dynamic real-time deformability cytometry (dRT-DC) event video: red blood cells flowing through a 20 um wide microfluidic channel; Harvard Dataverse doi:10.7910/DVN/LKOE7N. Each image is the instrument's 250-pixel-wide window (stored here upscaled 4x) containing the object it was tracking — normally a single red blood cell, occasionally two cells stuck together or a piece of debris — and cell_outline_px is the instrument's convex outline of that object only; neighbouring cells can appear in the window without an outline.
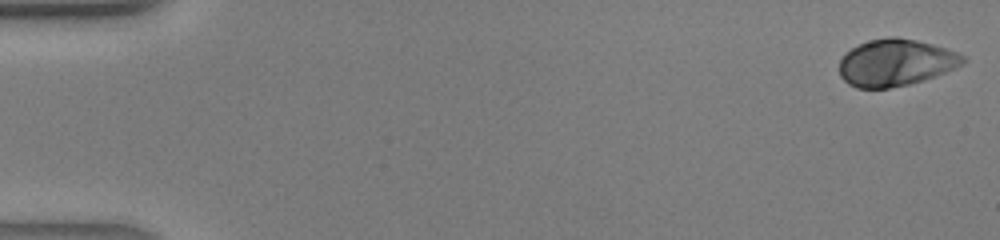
{"species": "human", "species_latin": "Homo sapiens", "temperature_condition": "warm", "stored_images_in_passage": 42, "camera_frame_rate_fps": 3000, "um_per_image_px": 0.085, "donor": {"sex": "male"}, "frame": {"image": 1, "passage_image": 1, "time_ms": 0.0, "image_size_px": [1000, 240], "cell_outline_px": [[964, 60], [960, 64], [944, 72], [924, 80], [908, 84], [888, 88], [856, 88], [848, 84], [840, 76], [840, 60], [852, 48], [868, 40], [888, 36], [896, 36], [916, 40], [932, 44], [956, 52], [964, 56]], "centroid_in_image_um": [76.09, 5.32], "position_along_channel_um": 8.9, "area_um2": 33.35}}
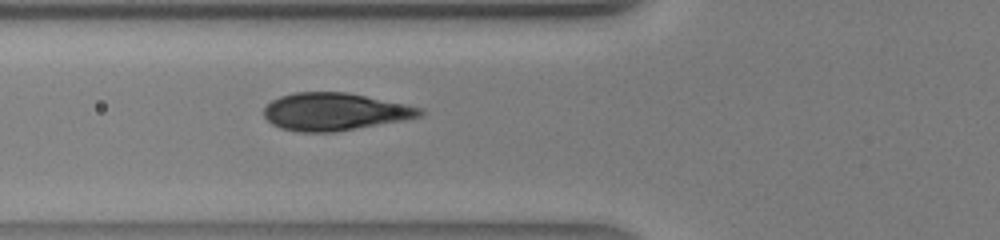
{"frame": {"image": 2, "passage_image": 16, "time_ms": 5.0, "image_size_px": [1000, 240], "cell_outline_px": [[424, 112], [420, 116], [404, 120], [332, 132], [300, 132], [280, 128], [272, 124], [264, 116], [264, 108], [272, 100], [280, 96], [292, 92], [348, 92], [424, 108]], "centroid_in_image_um": [28.43, 9.48], "position_along_channel_um": 97.4, "area_um2": 34.04}}
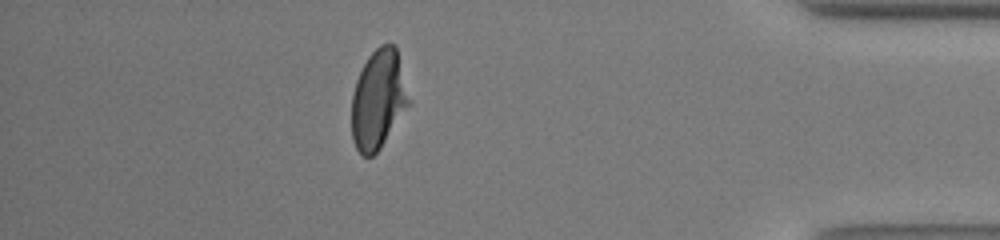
{"frame": {"image": 3, "passage_image": 37, "time_ms": 12.0, "image_size_px": [1000, 240], "cell_outline_px": [[412, 104], [380, 148], [372, 156], [364, 156], [356, 148], [352, 140], [352, 96], [356, 80], [368, 56], [380, 44], [396, 44], [412, 100]], "centroid_in_image_um": [32.21, 8.43], "position_along_channel_um": 403.0, "area_um2": 33.7}}